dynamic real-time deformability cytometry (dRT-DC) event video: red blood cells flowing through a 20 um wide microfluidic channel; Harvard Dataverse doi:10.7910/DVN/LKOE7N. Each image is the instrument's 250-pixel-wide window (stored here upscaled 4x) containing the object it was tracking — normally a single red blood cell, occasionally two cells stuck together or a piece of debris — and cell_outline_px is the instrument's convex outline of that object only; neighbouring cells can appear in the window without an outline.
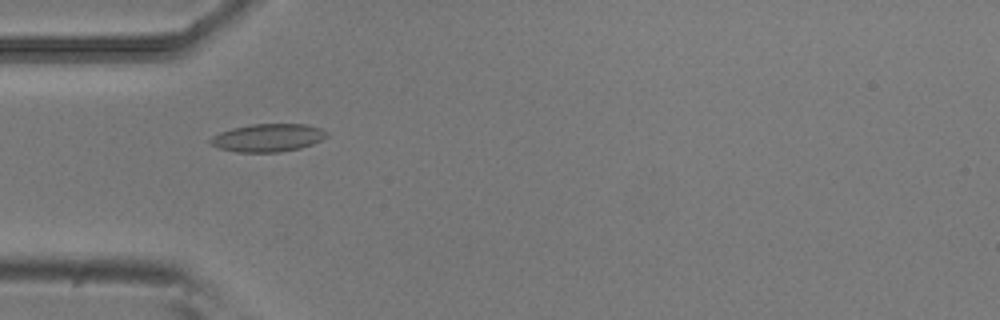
{"species": "common noctule bat (a hibernating species)", "species_latin": "Nyctalus noctula", "temperature_condition": "room temperature", "stored_images_in_passage": 34, "camera_frame_rate_fps": 3000, "um_per_image_px": 0.085, "animal": {"sex": "male", "body_mass_g": 20.5, "forearm_length_mm": 52.5}, "frame": {"image": 1, "passage_image": 6, "time_ms": 1.667, "image_size_px": [1000, 320], "cell_outline_px": [[328, 136], [312, 144], [300, 148], [280, 152], [236, 152], [220, 148], [208, 144], [208, 140], [212, 136], [220, 132], [232, 128], [252, 124], [308, 124], [320, 128], [328, 132]], "centroid_in_image_um": [22.75, 11.71], "position_along_channel_um": 62.2, "area_um2": 19.02}}
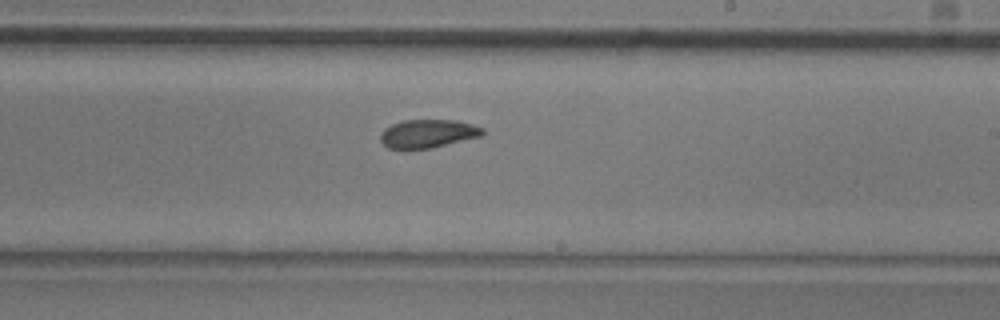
{"frame": {"image": 2, "passage_image": 21, "time_ms": 6.667, "image_size_px": [1000, 320], "cell_outline_px": [[484, 132], [480, 136], [432, 148], [404, 152], [388, 148], [380, 140], [380, 136], [384, 128], [392, 124], [404, 120], [456, 120], [472, 124], [484, 128]], "centroid_in_image_um": [36.31, 11.39], "position_along_channel_um": 252.7, "area_um2": 17.34}}
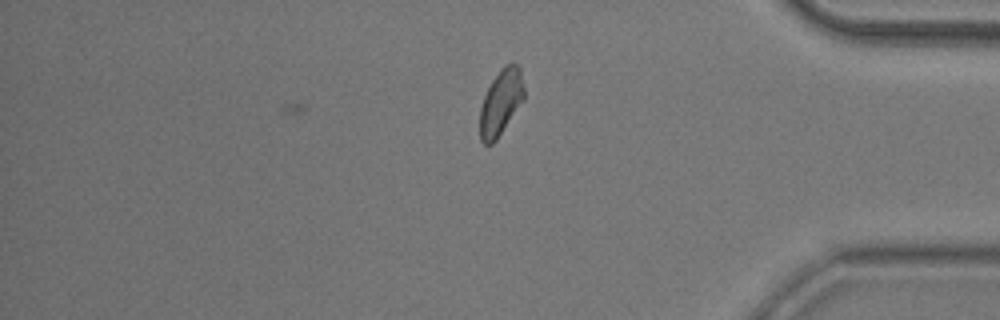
{"frame": {"image": 3, "passage_image": 34, "time_ms": 11.0, "image_size_px": [1000, 320], "cell_outline_px": [[524, 100], [496, 140], [492, 144], [484, 144], [480, 140], [480, 108], [484, 96], [492, 80], [500, 68], [512, 60], [520, 68], [524, 88]], "centroid_in_image_um": [42.58, 8.67], "position_along_channel_um": 392.6, "area_um2": 16.99}, "authors_computed_cell_mechanics": {"area_um2": 17.2822, "velocity_mm_per_s": 3.8174, "shape_relaxation_time_tau1_ms": null, "shape_relaxation_time_tau2_ms": 6.9168, "deformation_change_tau1": null, "deformation_change_tau2": 0.1177}}